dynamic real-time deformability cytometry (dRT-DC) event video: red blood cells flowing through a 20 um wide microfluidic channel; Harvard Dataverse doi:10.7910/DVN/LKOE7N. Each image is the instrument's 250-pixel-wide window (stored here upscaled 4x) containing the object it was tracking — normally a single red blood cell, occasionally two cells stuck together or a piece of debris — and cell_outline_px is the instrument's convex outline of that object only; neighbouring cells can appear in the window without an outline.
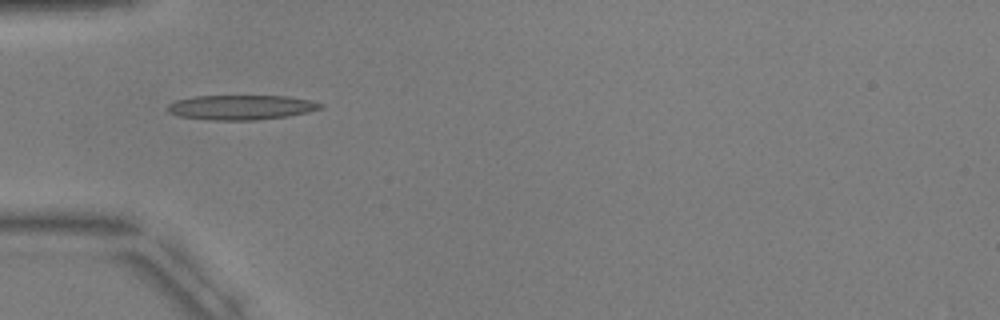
{"species": "common noctule bat (a hibernating species)", "species_latin": "Nyctalus noctula", "temperature_condition": "warm", "stored_images_in_passage": 5, "camera_frame_rate_fps": 3000, "um_per_image_px": 0.085, "animal": {"sex": "male", "body_mass_g": 17.9, "forearm_length_mm": 54.2}, "frame": {"image": 1, "passage_image": 4, "time_ms": 4.0, "image_size_px": [1000, 320], "cell_outline_px": [[324, 108], [308, 112], [288, 116], [256, 120], [208, 120], [180, 116], [168, 112], [168, 104], [176, 100], [196, 96], [288, 96], [312, 100], [324, 104]], "centroid_in_image_um": [20.54, 9.12], "position_along_channel_um": 64.5, "area_um2": 22.14}}
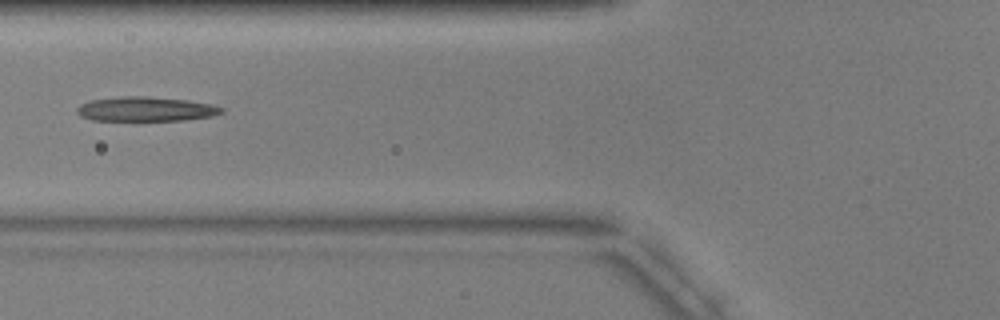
{"frame": {"image": 2, "passage_image": 5, "time_ms": 5.333, "image_size_px": [1000, 320], "cell_outline_px": [[224, 112], [212, 116], [184, 120], [92, 120], [80, 116], [76, 112], [76, 108], [80, 104], [88, 100], [120, 96], [144, 96], [188, 100], [212, 104], [224, 108]], "centroid_in_image_um": [12.37, 9.26], "position_along_channel_um": 113.4, "area_um2": 20.75}}